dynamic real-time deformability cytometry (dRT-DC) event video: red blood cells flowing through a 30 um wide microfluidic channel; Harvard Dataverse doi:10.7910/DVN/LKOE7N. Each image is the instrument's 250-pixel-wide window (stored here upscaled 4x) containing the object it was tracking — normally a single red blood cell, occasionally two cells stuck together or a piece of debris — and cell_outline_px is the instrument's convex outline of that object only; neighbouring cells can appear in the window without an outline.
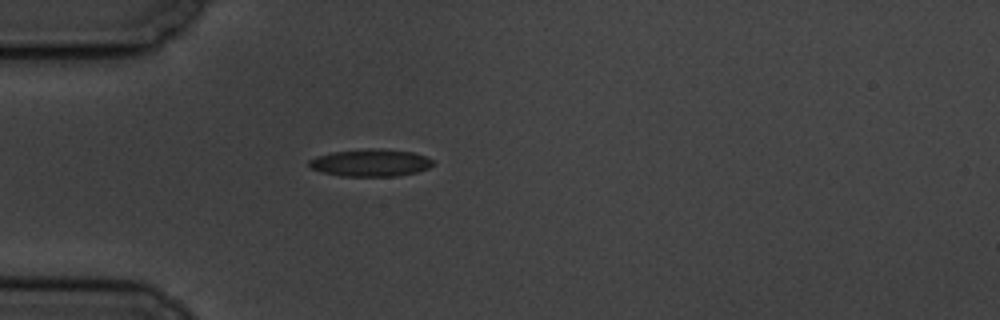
{"species": "common noctule bat (a hibernating species)", "species_latin": "Nyctalus noctula", "temperature_condition": "cold", "stored_images_in_passage": 6, "camera_frame_rate_fps": 3000, "um_per_image_px": 0.085, "animal": {"sex": "male", "body_mass_g": 19.5, "forearm_length_mm": 54.6}, "frame": {"image": 1, "passage_image": 6, "time_ms": 5.667, "image_size_px": [1000, 320], "cell_outline_px": [[432, 164], [428, 168], [416, 172], [396, 176], [340, 176], [320, 172], [312, 168], [308, 164], [308, 160], [316, 156], [332, 152], [372, 148], [376, 148], [412, 152], [424, 156], [432, 160]], "centroid_in_image_um": [31.44, 13.84], "position_along_channel_um": 53.6, "area_um2": 19.59}}